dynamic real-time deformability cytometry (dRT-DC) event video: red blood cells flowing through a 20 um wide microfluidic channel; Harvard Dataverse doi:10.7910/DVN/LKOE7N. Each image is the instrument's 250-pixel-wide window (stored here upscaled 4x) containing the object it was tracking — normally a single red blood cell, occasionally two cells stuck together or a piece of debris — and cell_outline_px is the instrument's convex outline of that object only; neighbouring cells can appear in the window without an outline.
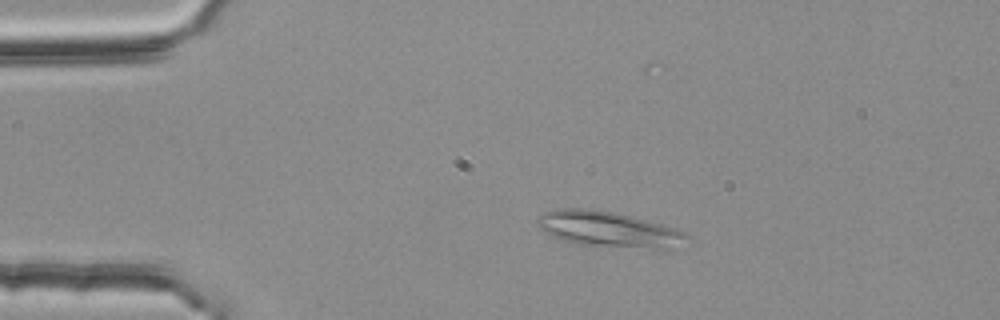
{"species": "common noctule bat (a hibernating species)", "species_latin": "Nyctalus noctula", "temperature_condition": "room temperature", "stored_images_in_passage": 53, "camera_frame_rate_fps": 3000, "um_per_image_px": 0.085, "animal": {"sex": "female", "body_mass_g": 25.1}, "frame": {"image": 1, "passage_image": 10, "time_ms": 3.0, "image_size_px": [1000, 320], "cell_outline_px": [[688, 236], [656, 248], [580, 244], [564, 240], [552, 236], [540, 228], [536, 224], [536, 220], [544, 212], [556, 208], [588, 208], [612, 212], [632, 216], [676, 228], [684, 232]], "centroid_in_image_um": [51.52, 19.42], "position_along_channel_um": 33.5, "area_um2": 29.54}}
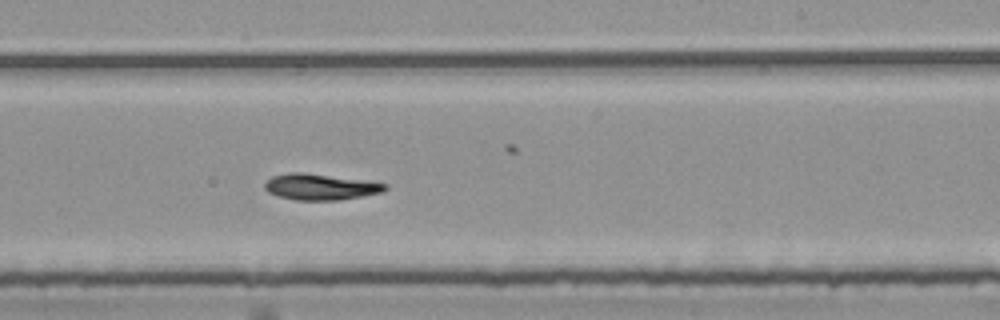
{"frame": {"image": 2, "passage_image": 32, "time_ms": 10.333, "image_size_px": [1000, 320], "cell_outline_px": [[388, 188], [384, 192], [336, 200], [296, 200], [276, 196], [268, 192], [264, 188], [264, 184], [272, 176], [288, 172], [300, 172], [388, 184]], "centroid_in_image_um": [27.18, 15.89], "position_along_channel_um": 261.8, "area_um2": 17.98}}
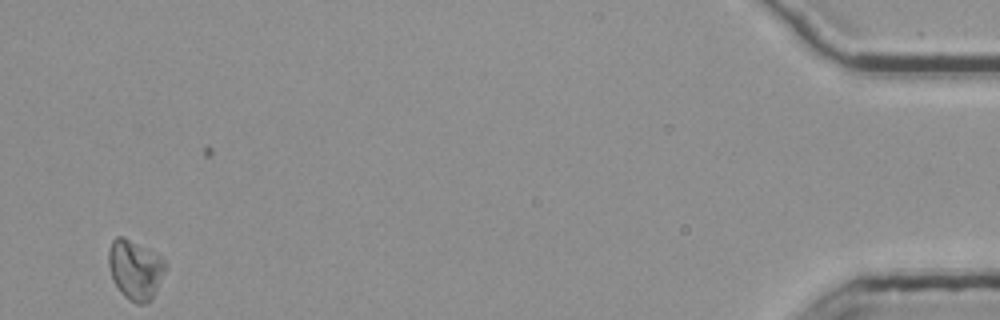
{"frame": {"image": 3, "passage_image": 52, "time_ms": 17.0, "image_size_px": [1000, 320], "cell_outline_px": [[168, 264], [152, 300], [148, 304], [136, 304], [128, 300], [120, 292], [112, 276], [108, 264], [108, 248], [112, 240], [116, 236], [124, 236], [156, 252]], "centroid_in_image_um": [11.5, 22.91], "position_along_channel_um": 423.7, "area_um2": 20.11}, "authors_computed_cell_mechanics": {"area_um2": 18.207, "velocity_mm_per_s": 3.7314, "shape_relaxation_time_tau1_ms": 7.9274, "shape_relaxation_time_tau2_ms": null, "deformation_change_tau1": 0.165, "deformation_change_tau2": null}}